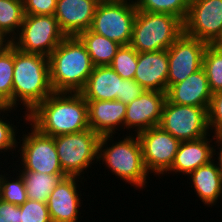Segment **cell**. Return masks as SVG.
I'll return each mask as SVG.
<instances>
[{
    "label": "cell",
    "mask_w": 222,
    "mask_h": 222,
    "mask_svg": "<svg viewBox=\"0 0 222 222\" xmlns=\"http://www.w3.org/2000/svg\"><path fill=\"white\" fill-rule=\"evenodd\" d=\"M97 5L96 0H57L54 16L60 30L66 36H77L90 29Z\"/></svg>",
    "instance_id": "cell-16"
},
{
    "label": "cell",
    "mask_w": 222,
    "mask_h": 222,
    "mask_svg": "<svg viewBox=\"0 0 222 222\" xmlns=\"http://www.w3.org/2000/svg\"><path fill=\"white\" fill-rule=\"evenodd\" d=\"M207 114L209 129H211L214 134L222 133V91L212 94Z\"/></svg>",
    "instance_id": "cell-33"
},
{
    "label": "cell",
    "mask_w": 222,
    "mask_h": 222,
    "mask_svg": "<svg viewBox=\"0 0 222 222\" xmlns=\"http://www.w3.org/2000/svg\"><path fill=\"white\" fill-rule=\"evenodd\" d=\"M21 208L0 199V222H20Z\"/></svg>",
    "instance_id": "cell-36"
},
{
    "label": "cell",
    "mask_w": 222,
    "mask_h": 222,
    "mask_svg": "<svg viewBox=\"0 0 222 222\" xmlns=\"http://www.w3.org/2000/svg\"><path fill=\"white\" fill-rule=\"evenodd\" d=\"M53 92L48 57L14 47L13 108L21 103L27 121V115Z\"/></svg>",
    "instance_id": "cell-2"
},
{
    "label": "cell",
    "mask_w": 222,
    "mask_h": 222,
    "mask_svg": "<svg viewBox=\"0 0 222 222\" xmlns=\"http://www.w3.org/2000/svg\"><path fill=\"white\" fill-rule=\"evenodd\" d=\"M50 83L54 92L80 93L94 65L77 36H66L48 56Z\"/></svg>",
    "instance_id": "cell-3"
},
{
    "label": "cell",
    "mask_w": 222,
    "mask_h": 222,
    "mask_svg": "<svg viewBox=\"0 0 222 222\" xmlns=\"http://www.w3.org/2000/svg\"><path fill=\"white\" fill-rule=\"evenodd\" d=\"M183 32V21L172 14L137 10L130 45L138 53L167 50Z\"/></svg>",
    "instance_id": "cell-5"
},
{
    "label": "cell",
    "mask_w": 222,
    "mask_h": 222,
    "mask_svg": "<svg viewBox=\"0 0 222 222\" xmlns=\"http://www.w3.org/2000/svg\"><path fill=\"white\" fill-rule=\"evenodd\" d=\"M40 133L59 136L89 129L88 104L81 93L53 92L28 115Z\"/></svg>",
    "instance_id": "cell-1"
},
{
    "label": "cell",
    "mask_w": 222,
    "mask_h": 222,
    "mask_svg": "<svg viewBox=\"0 0 222 222\" xmlns=\"http://www.w3.org/2000/svg\"><path fill=\"white\" fill-rule=\"evenodd\" d=\"M113 137L114 135H102L100 137L98 161H105L107 169L111 170L123 182L126 181L132 186L144 189L147 187L145 184L149 173L143 163L142 149L137 134L130 136L129 133V136L126 135V138L119 139L115 144L112 140Z\"/></svg>",
    "instance_id": "cell-4"
},
{
    "label": "cell",
    "mask_w": 222,
    "mask_h": 222,
    "mask_svg": "<svg viewBox=\"0 0 222 222\" xmlns=\"http://www.w3.org/2000/svg\"><path fill=\"white\" fill-rule=\"evenodd\" d=\"M207 45L206 42L183 32L167 49L169 61L167 90L202 68L203 54Z\"/></svg>",
    "instance_id": "cell-13"
},
{
    "label": "cell",
    "mask_w": 222,
    "mask_h": 222,
    "mask_svg": "<svg viewBox=\"0 0 222 222\" xmlns=\"http://www.w3.org/2000/svg\"><path fill=\"white\" fill-rule=\"evenodd\" d=\"M204 136L196 140L181 141L178 151L175 155L171 168L167 171L170 172L185 173L189 175L191 172L208 164L211 160L216 157L213 155V146L210 144L212 139ZM170 171V172H169Z\"/></svg>",
    "instance_id": "cell-20"
},
{
    "label": "cell",
    "mask_w": 222,
    "mask_h": 222,
    "mask_svg": "<svg viewBox=\"0 0 222 222\" xmlns=\"http://www.w3.org/2000/svg\"><path fill=\"white\" fill-rule=\"evenodd\" d=\"M140 141L143 163L150 174L164 175L171 168L180 140L160 126H154L137 134Z\"/></svg>",
    "instance_id": "cell-11"
},
{
    "label": "cell",
    "mask_w": 222,
    "mask_h": 222,
    "mask_svg": "<svg viewBox=\"0 0 222 222\" xmlns=\"http://www.w3.org/2000/svg\"><path fill=\"white\" fill-rule=\"evenodd\" d=\"M88 104V124L94 132L102 135H115L124 128L127 105L119 100H86Z\"/></svg>",
    "instance_id": "cell-18"
},
{
    "label": "cell",
    "mask_w": 222,
    "mask_h": 222,
    "mask_svg": "<svg viewBox=\"0 0 222 222\" xmlns=\"http://www.w3.org/2000/svg\"><path fill=\"white\" fill-rule=\"evenodd\" d=\"M145 91L146 90L134 79H121L120 95H116V100L127 105Z\"/></svg>",
    "instance_id": "cell-35"
},
{
    "label": "cell",
    "mask_w": 222,
    "mask_h": 222,
    "mask_svg": "<svg viewBox=\"0 0 222 222\" xmlns=\"http://www.w3.org/2000/svg\"><path fill=\"white\" fill-rule=\"evenodd\" d=\"M136 13L134 0L98 3L90 30L120 45H130Z\"/></svg>",
    "instance_id": "cell-8"
},
{
    "label": "cell",
    "mask_w": 222,
    "mask_h": 222,
    "mask_svg": "<svg viewBox=\"0 0 222 222\" xmlns=\"http://www.w3.org/2000/svg\"><path fill=\"white\" fill-rule=\"evenodd\" d=\"M77 37L84 44L94 66L110 65L121 46L116 41L99 35L90 29L79 33Z\"/></svg>",
    "instance_id": "cell-23"
},
{
    "label": "cell",
    "mask_w": 222,
    "mask_h": 222,
    "mask_svg": "<svg viewBox=\"0 0 222 222\" xmlns=\"http://www.w3.org/2000/svg\"><path fill=\"white\" fill-rule=\"evenodd\" d=\"M31 132L23 134L20 144L21 170L44 174H65L55 148L54 137L40 133L31 125Z\"/></svg>",
    "instance_id": "cell-10"
},
{
    "label": "cell",
    "mask_w": 222,
    "mask_h": 222,
    "mask_svg": "<svg viewBox=\"0 0 222 222\" xmlns=\"http://www.w3.org/2000/svg\"><path fill=\"white\" fill-rule=\"evenodd\" d=\"M12 44L11 40L0 32V54Z\"/></svg>",
    "instance_id": "cell-38"
},
{
    "label": "cell",
    "mask_w": 222,
    "mask_h": 222,
    "mask_svg": "<svg viewBox=\"0 0 222 222\" xmlns=\"http://www.w3.org/2000/svg\"><path fill=\"white\" fill-rule=\"evenodd\" d=\"M66 35L54 15H26L12 45L26 53L49 56Z\"/></svg>",
    "instance_id": "cell-7"
},
{
    "label": "cell",
    "mask_w": 222,
    "mask_h": 222,
    "mask_svg": "<svg viewBox=\"0 0 222 222\" xmlns=\"http://www.w3.org/2000/svg\"><path fill=\"white\" fill-rule=\"evenodd\" d=\"M21 171V172H20ZM18 171L24 179L27 199L47 203L55 186L66 177L65 174H44L35 171Z\"/></svg>",
    "instance_id": "cell-24"
},
{
    "label": "cell",
    "mask_w": 222,
    "mask_h": 222,
    "mask_svg": "<svg viewBox=\"0 0 222 222\" xmlns=\"http://www.w3.org/2000/svg\"><path fill=\"white\" fill-rule=\"evenodd\" d=\"M100 137L90 128L81 132L54 137L60 165L66 176L80 178L84 170L91 167L95 160L98 162Z\"/></svg>",
    "instance_id": "cell-6"
},
{
    "label": "cell",
    "mask_w": 222,
    "mask_h": 222,
    "mask_svg": "<svg viewBox=\"0 0 222 222\" xmlns=\"http://www.w3.org/2000/svg\"><path fill=\"white\" fill-rule=\"evenodd\" d=\"M121 79L110 65L94 66L80 93L85 100H116V95H120Z\"/></svg>",
    "instance_id": "cell-21"
},
{
    "label": "cell",
    "mask_w": 222,
    "mask_h": 222,
    "mask_svg": "<svg viewBox=\"0 0 222 222\" xmlns=\"http://www.w3.org/2000/svg\"><path fill=\"white\" fill-rule=\"evenodd\" d=\"M20 222H52L47 203L27 199L22 205Z\"/></svg>",
    "instance_id": "cell-31"
},
{
    "label": "cell",
    "mask_w": 222,
    "mask_h": 222,
    "mask_svg": "<svg viewBox=\"0 0 222 222\" xmlns=\"http://www.w3.org/2000/svg\"><path fill=\"white\" fill-rule=\"evenodd\" d=\"M13 109L16 110L15 108H10L8 106H0V117H1V113L3 112L5 113L6 111H7L6 113H8V111L9 113H11L10 111ZM4 113L2 115V118H0V152L1 153L3 151L7 152L8 150L12 151V149H15L16 151V147H18L17 143H20V142H17V139H16L17 134H15L17 127L13 125L12 123L10 124L9 120L4 121L3 119Z\"/></svg>",
    "instance_id": "cell-32"
},
{
    "label": "cell",
    "mask_w": 222,
    "mask_h": 222,
    "mask_svg": "<svg viewBox=\"0 0 222 222\" xmlns=\"http://www.w3.org/2000/svg\"><path fill=\"white\" fill-rule=\"evenodd\" d=\"M184 33L207 44L222 36V0H190Z\"/></svg>",
    "instance_id": "cell-12"
},
{
    "label": "cell",
    "mask_w": 222,
    "mask_h": 222,
    "mask_svg": "<svg viewBox=\"0 0 222 222\" xmlns=\"http://www.w3.org/2000/svg\"><path fill=\"white\" fill-rule=\"evenodd\" d=\"M79 177L66 176L49 195L47 207L52 222H78L81 198L77 190Z\"/></svg>",
    "instance_id": "cell-15"
},
{
    "label": "cell",
    "mask_w": 222,
    "mask_h": 222,
    "mask_svg": "<svg viewBox=\"0 0 222 222\" xmlns=\"http://www.w3.org/2000/svg\"><path fill=\"white\" fill-rule=\"evenodd\" d=\"M138 52L131 45H121L110 67L122 79H134L137 68Z\"/></svg>",
    "instance_id": "cell-29"
},
{
    "label": "cell",
    "mask_w": 222,
    "mask_h": 222,
    "mask_svg": "<svg viewBox=\"0 0 222 222\" xmlns=\"http://www.w3.org/2000/svg\"><path fill=\"white\" fill-rule=\"evenodd\" d=\"M57 0H23L26 15H54Z\"/></svg>",
    "instance_id": "cell-34"
},
{
    "label": "cell",
    "mask_w": 222,
    "mask_h": 222,
    "mask_svg": "<svg viewBox=\"0 0 222 222\" xmlns=\"http://www.w3.org/2000/svg\"><path fill=\"white\" fill-rule=\"evenodd\" d=\"M16 176V179L13 180L12 177V180H9L10 177L0 174V199L20 206L27 201V191L21 174L17 173Z\"/></svg>",
    "instance_id": "cell-30"
},
{
    "label": "cell",
    "mask_w": 222,
    "mask_h": 222,
    "mask_svg": "<svg viewBox=\"0 0 222 222\" xmlns=\"http://www.w3.org/2000/svg\"><path fill=\"white\" fill-rule=\"evenodd\" d=\"M134 2L137 10L172 14L184 22L188 14L190 0H135Z\"/></svg>",
    "instance_id": "cell-28"
},
{
    "label": "cell",
    "mask_w": 222,
    "mask_h": 222,
    "mask_svg": "<svg viewBox=\"0 0 222 222\" xmlns=\"http://www.w3.org/2000/svg\"><path fill=\"white\" fill-rule=\"evenodd\" d=\"M24 16L23 0H0V32L10 40L18 34Z\"/></svg>",
    "instance_id": "cell-25"
},
{
    "label": "cell",
    "mask_w": 222,
    "mask_h": 222,
    "mask_svg": "<svg viewBox=\"0 0 222 222\" xmlns=\"http://www.w3.org/2000/svg\"><path fill=\"white\" fill-rule=\"evenodd\" d=\"M168 66L167 50L139 52L134 80L145 90L167 92Z\"/></svg>",
    "instance_id": "cell-17"
},
{
    "label": "cell",
    "mask_w": 222,
    "mask_h": 222,
    "mask_svg": "<svg viewBox=\"0 0 222 222\" xmlns=\"http://www.w3.org/2000/svg\"><path fill=\"white\" fill-rule=\"evenodd\" d=\"M215 45L219 46L222 49V41H217Z\"/></svg>",
    "instance_id": "cell-40"
},
{
    "label": "cell",
    "mask_w": 222,
    "mask_h": 222,
    "mask_svg": "<svg viewBox=\"0 0 222 222\" xmlns=\"http://www.w3.org/2000/svg\"><path fill=\"white\" fill-rule=\"evenodd\" d=\"M166 96L174 104L208 107L212 93L204 69L201 68L182 82L173 84Z\"/></svg>",
    "instance_id": "cell-19"
},
{
    "label": "cell",
    "mask_w": 222,
    "mask_h": 222,
    "mask_svg": "<svg viewBox=\"0 0 222 222\" xmlns=\"http://www.w3.org/2000/svg\"><path fill=\"white\" fill-rule=\"evenodd\" d=\"M14 46L0 54V106L13 108Z\"/></svg>",
    "instance_id": "cell-27"
},
{
    "label": "cell",
    "mask_w": 222,
    "mask_h": 222,
    "mask_svg": "<svg viewBox=\"0 0 222 222\" xmlns=\"http://www.w3.org/2000/svg\"><path fill=\"white\" fill-rule=\"evenodd\" d=\"M213 135H212L213 141L215 139V141H214L215 146L213 145V147H217L219 149L218 150L219 152H218V151H216L215 148H213V155H216V156L218 155L217 156L218 161L216 163H217L218 169H219L221 176H222V133H215ZM216 144H217V146H216ZM215 152H217V153H215Z\"/></svg>",
    "instance_id": "cell-37"
},
{
    "label": "cell",
    "mask_w": 222,
    "mask_h": 222,
    "mask_svg": "<svg viewBox=\"0 0 222 222\" xmlns=\"http://www.w3.org/2000/svg\"><path fill=\"white\" fill-rule=\"evenodd\" d=\"M166 100V92L146 90L138 98L127 104L124 128L135 129L134 131L139 134L158 126Z\"/></svg>",
    "instance_id": "cell-14"
},
{
    "label": "cell",
    "mask_w": 222,
    "mask_h": 222,
    "mask_svg": "<svg viewBox=\"0 0 222 222\" xmlns=\"http://www.w3.org/2000/svg\"><path fill=\"white\" fill-rule=\"evenodd\" d=\"M214 161L211 160L189 174L194 192L207 206L216 205L222 197V176Z\"/></svg>",
    "instance_id": "cell-22"
},
{
    "label": "cell",
    "mask_w": 222,
    "mask_h": 222,
    "mask_svg": "<svg viewBox=\"0 0 222 222\" xmlns=\"http://www.w3.org/2000/svg\"><path fill=\"white\" fill-rule=\"evenodd\" d=\"M98 3L119 2L122 0H96Z\"/></svg>",
    "instance_id": "cell-39"
},
{
    "label": "cell",
    "mask_w": 222,
    "mask_h": 222,
    "mask_svg": "<svg viewBox=\"0 0 222 222\" xmlns=\"http://www.w3.org/2000/svg\"><path fill=\"white\" fill-rule=\"evenodd\" d=\"M207 109L174 104L167 99L158 126L180 141L210 136Z\"/></svg>",
    "instance_id": "cell-9"
},
{
    "label": "cell",
    "mask_w": 222,
    "mask_h": 222,
    "mask_svg": "<svg viewBox=\"0 0 222 222\" xmlns=\"http://www.w3.org/2000/svg\"><path fill=\"white\" fill-rule=\"evenodd\" d=\"M202 68L208 79L211 93L222 91V49L208 44L204 50Z\"/></svg>",
    "instance_id": "cell-26"
}]
</instances>
